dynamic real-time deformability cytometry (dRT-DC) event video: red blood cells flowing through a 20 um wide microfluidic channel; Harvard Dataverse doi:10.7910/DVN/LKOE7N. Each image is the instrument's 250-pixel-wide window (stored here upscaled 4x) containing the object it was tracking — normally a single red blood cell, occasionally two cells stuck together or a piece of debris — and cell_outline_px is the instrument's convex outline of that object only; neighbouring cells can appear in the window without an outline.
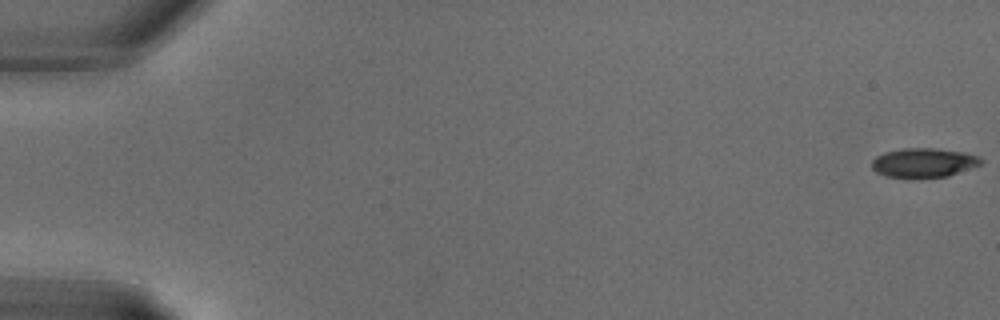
{"species": "common noctule bat (a hibernating species)", "species_latin": "Nyctalus noctula", "temperature_condition": "warm", "stored_images_in_passage": 12, "camera_frame_rate_fps": 3000, "um_per_image_px": 0.085, "animal": {"sex": "male", "body_mass_g": 18.8}, "frame": {"image": 1, "passage_image": 1, "time_ms": 0.0, "image_size_px": [1000, 320], "cell_outline_px": [[984, 160], [980, 164], [948, 176], [884, 176], [876, 172], [872, 168], [872, 160], [876, 156], [884, 152], [904, 148], [936, 148], [964, 152], [976, 156]], "centroid_in_image_um": [78.49, 13.8], "position_along_channel_um": 6.5, "area_um2": 18.15}}
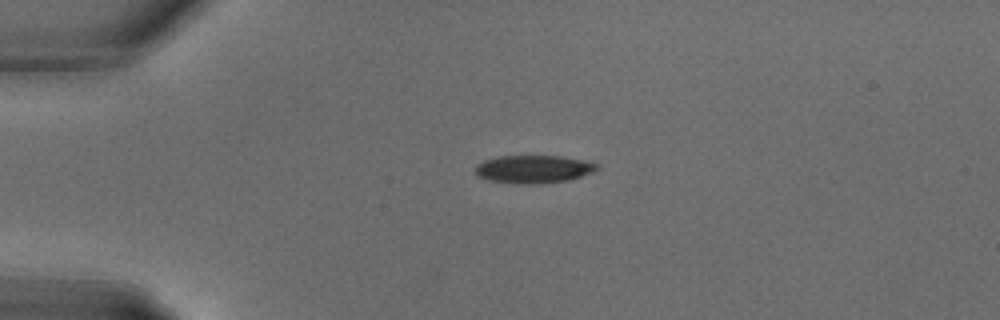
{"frame": {"image": 2, "passage_image": 8, "time_ms": 2.333, "image_size_px": [1000, 320], "cell_outline_px": [[600, 168], [592, 172], [568, 180], [540, 184], [516, 184], [488, 180], [480, 176], [476, 172], [476, 164], [484, 160], [500, 156], [564, 156], [584, 160], [600, 164]], "centroid_in_image_um": [45.38, 14.37], "position_along_channel_um": 39.6, "area_um2": 19.88}}
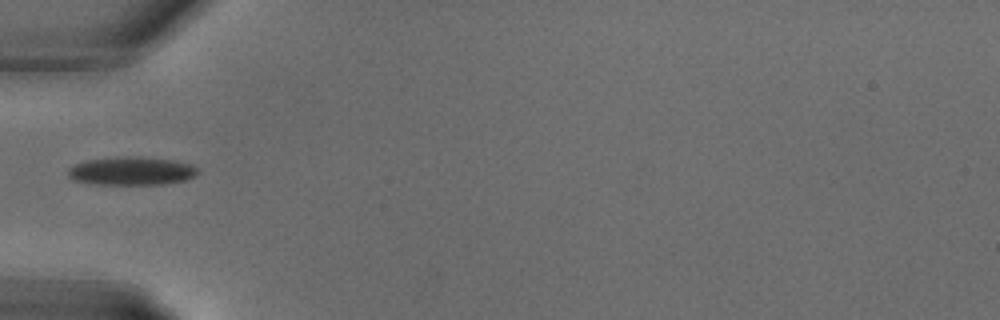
{"frame": {"image": 3, "passage_image": 11, "time_ms": 3.333, "image_size_px": [1000, 320], "cell_outline_px": [[200, 172], [196, 176], [184, 180], [164, 184], [92, 184], [72, 180], [68, 176], [68, 168], [76, 164], [88, 160], [136, 156], [176, 160], [192, 164], [200, 168]], "centroid_in_image_um": [11.24, 14.54], "position_along_channel_um": 73.8, "area_um2": 21.5}}